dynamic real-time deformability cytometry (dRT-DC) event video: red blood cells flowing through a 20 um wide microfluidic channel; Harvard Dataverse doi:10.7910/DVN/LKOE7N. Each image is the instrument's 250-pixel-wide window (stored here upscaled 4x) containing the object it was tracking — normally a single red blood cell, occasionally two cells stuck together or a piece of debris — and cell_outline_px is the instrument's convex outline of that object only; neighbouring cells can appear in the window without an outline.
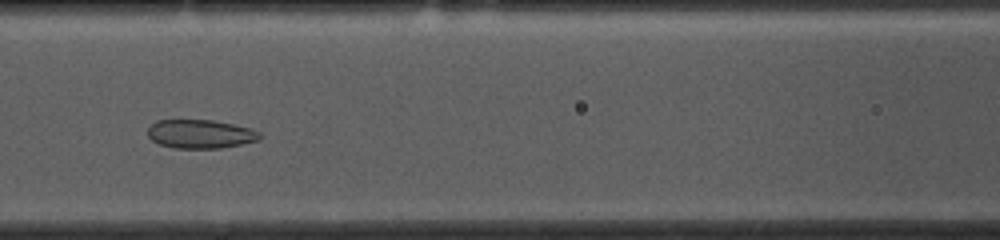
{"species": "common noctule bat (a hibernating species)", "species_latin": "Nyctalus noctula", "temperature_condition": "cold", "stored_images_in_passage": 40, "camera_frame_rate_fps": 3000, "um_per_image_px": 0.085, "animal": {"sex": "female", "body_mass_g": 10.0, "forearm_length_mm": 53.1}, "frame": {"image": 1, "passage_image": 21, "time_ms": 6.667, "image_size_px": [1000, 240], "cell_outline_px": [[260, 140], [220, 148], [176, 148], [160, 144], [152, 140], [148, 136], [148, 128], [156, 120], [212, 120], [252, 128], [260, 132]], "centroid_in_image_um": [17.04, 11.38], "position_along_channel_um": 149.6, "area_um2": 18.67}}
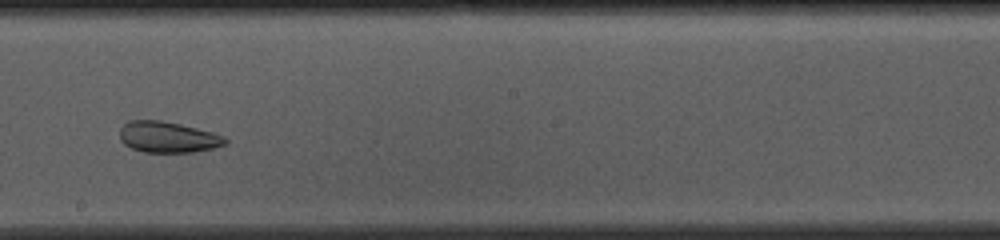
{"frame": {"image": 2, "passage_image": 28, "time_ms": 9.0, "image_size_px": [1000, 240], "cell_outline_px": [[228, 140], [224, 144], [212, 148], [192, 152], [144, 152], [132, 148], [124, 144], [120, 140], [120, 128], [128, 120], [160, 120], [180, 124], [212, 132], [224, 136]], "centroid_in_image_um": [14.23, 11.65], "position_along_channel_um": 234.0, "area_um2": 18.96}}
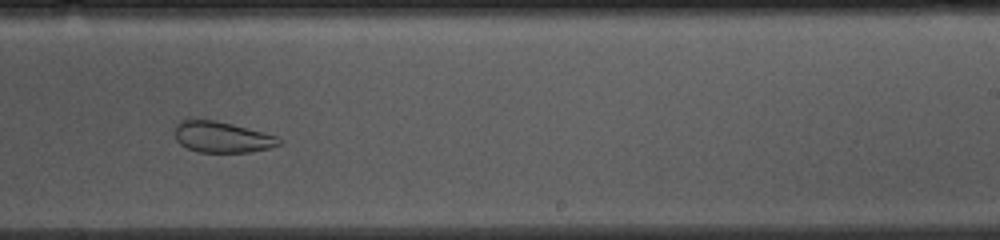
{"frame": {"image": 3, "passage_image": 31, "time_ms": 10.0, "image_size_px": [1000, 240], "cell_outline_px": [[284, 140], [280, 144], [268, 148], [248, 152], [196, 152], [180, 144], [176, 140], [176, 120], [184, 116], [216, 120], [264, 132], [276, 136]], "centroid_in_image_um": [18.79, 11.6], "position_along_channel_um": 270.2, "area_um2": 19.36}, "authors_computed_cell_mechanics": {"area_um2": 22.542, "velocity_mm_per_s": 3.6268, "shape_relaxation_time_tau1_ms": null, "shape_relaxation_time_tau2_ms": 2.0496, "deformation_change_tau1": null, "deformation_change_tau2": 0.0615}}